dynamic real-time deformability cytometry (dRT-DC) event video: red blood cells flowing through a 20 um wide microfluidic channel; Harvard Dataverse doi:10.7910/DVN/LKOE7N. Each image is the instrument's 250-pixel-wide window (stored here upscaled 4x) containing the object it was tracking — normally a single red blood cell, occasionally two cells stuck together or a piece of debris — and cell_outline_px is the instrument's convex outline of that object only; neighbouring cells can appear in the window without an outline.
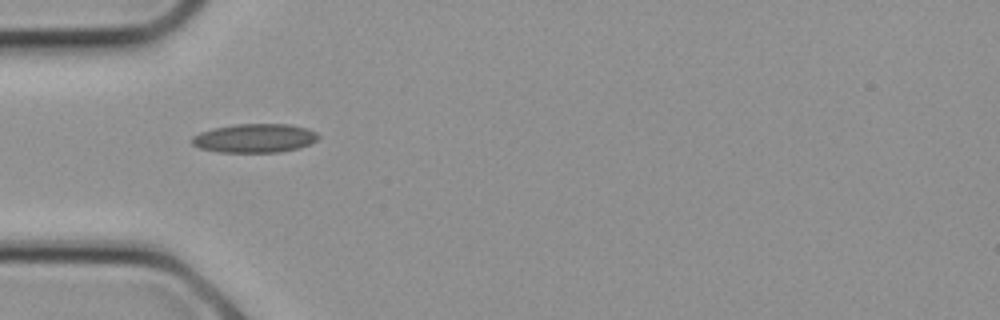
{"species": "common noctule bat (a hibernating species)", "species_latin": "Nyctalus noctula", "temperature_condition": "cold", "stored_images_in_passage": 18, "camera_frame_rate_fps": 3000, "um_per_image_px": 0.085, "animal": {"sex": "female", "body_mass_g": 21.9}, "frame": {"image": 1, "passage_image": 3, "time_ms": 0.667, "image_size_px": [1000, 320], "cell_outline_px": [[320, 136], [316, 140], [300, 148], [280, 152], [220, 152], [200, 148], [192, 144], [192, 136], [200, 132], [212, 128], [236, 124], [292, 124], [308, 128], [316, 132]], "centroid_in_image_um": [21.66, 11.74], "position_along_channel_um": 63.3, "area_um2": 21.33}}
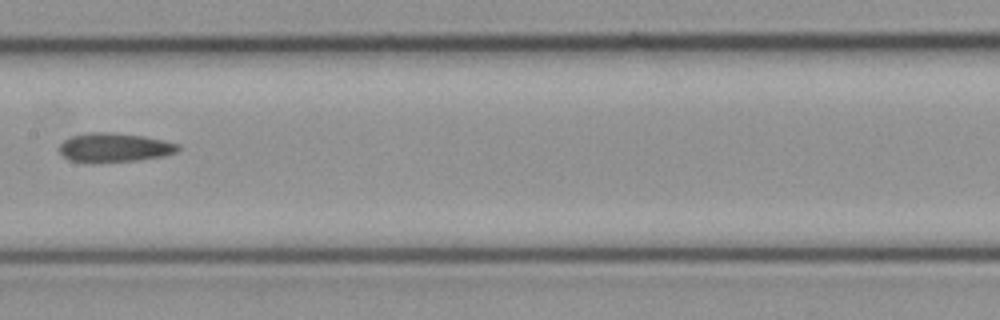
{"frame": {"image": 2, "passage_image": 8, "time_ms": 2.333, "image_size_px": [1000, 320], "cell_outline_px": [[180, 148], [176, 152], [164, 156], [140, 160], [88, 164], [68, 160], [56, 148], [64, 140], [72, 136], [88, 132], [112, 132], [144, 136], [164, 140], [180, 144]], "centroid_in_image_um": [9.69, 12.56], "position_along_channel_um": 197.7, "area_um2": 20.69}}
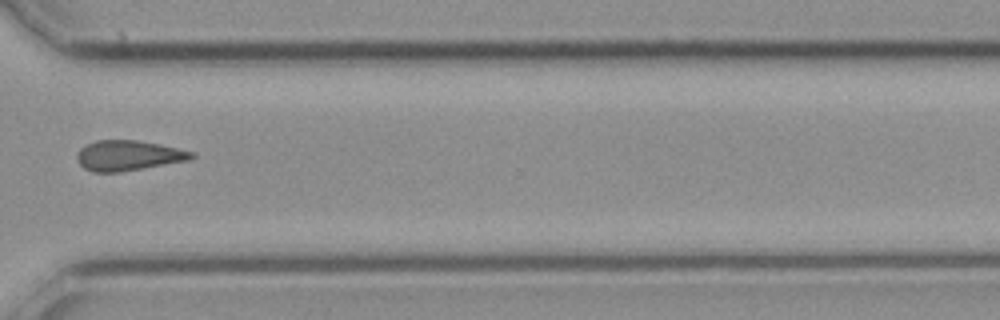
{"frame": {"image": 3, "passage_image": 14, "time_ms": 4.333, "image_size_px": [1000, 320], "cell_outline_px": [[196, 156], [192, 160], [120, 172], [92, 172], [84, 168], [76, 160], [76, 156], [80, 148], [96, 140], [136, 140], [160, 144], [196, 152]], "centroid_in_image_um": [10.95, 13.22], "position_along_channel_um": 359.7, "area_um2": 20.4}}